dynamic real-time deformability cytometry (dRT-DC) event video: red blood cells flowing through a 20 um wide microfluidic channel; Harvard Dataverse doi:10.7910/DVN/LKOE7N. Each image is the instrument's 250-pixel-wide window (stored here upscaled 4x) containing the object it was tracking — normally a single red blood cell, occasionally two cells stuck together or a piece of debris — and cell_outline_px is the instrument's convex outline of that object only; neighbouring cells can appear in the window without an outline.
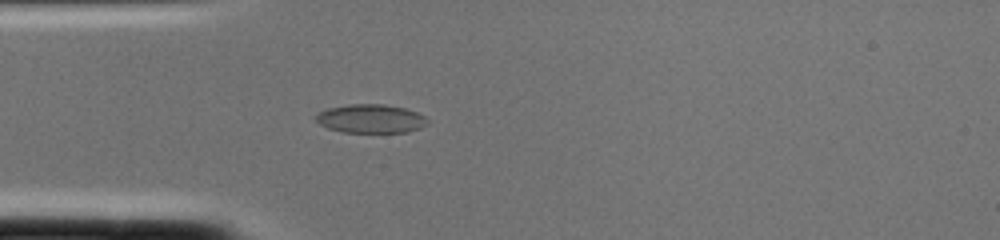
{"species": "common noctule bat (a hibernating species)", "species_latin": "Nyctalus noctula", "temperature_condition": "cold", "stored_images_in_passage": 2, "camera_frame_rate_fps": 3000, "um_per_image_px": 0.085, "animal": {"sex": "female", "body_mass_g": 22.0, "forearm_length_mm": 56.7}, "frame": {"image": 1, "passage_image": 2, "time_ms": 0.333, "image_size_px": [1000, 240], "cell_outline_px": [[428, 124], [420, 128], [408, 132], [344, 132], [328, 128], [320, 124], [316, 120], [316, 112], [328, 108], [348, 104], [384, 104], [404, 108], [416, 112], [424, 116], [428, 120]], "centroid_in_image_um": [31.51, 10.08], "position_along_channel_um": 53.5, "area_um2": 18.67}}